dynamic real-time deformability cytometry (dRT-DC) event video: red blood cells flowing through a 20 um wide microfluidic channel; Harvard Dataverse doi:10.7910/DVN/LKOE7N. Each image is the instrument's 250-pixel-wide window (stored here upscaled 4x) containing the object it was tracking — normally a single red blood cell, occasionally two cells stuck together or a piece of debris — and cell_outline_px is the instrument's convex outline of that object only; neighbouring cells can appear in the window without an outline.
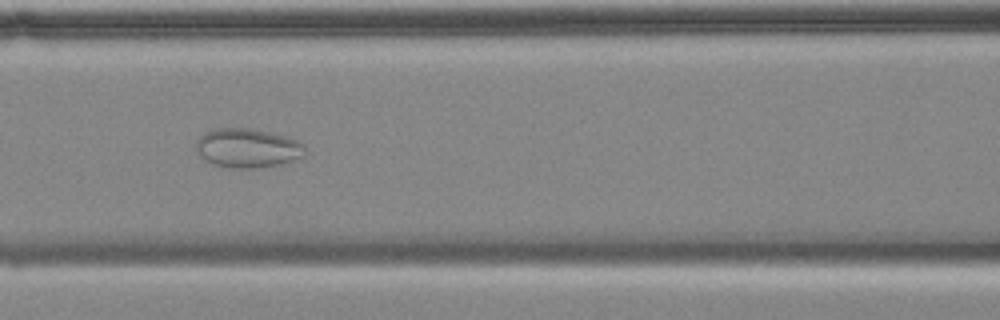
{"species": "common noctule bat (a hibernating species)", "species_latin": "Nyctalus noctula", "temperature_condition": "cold", "stored_images_in_passage": 57, "camera_frame_rate_fps": 3000, "um_per_image_px": 0.085, "animal": {"sex": "female", "body_mass_g": 18.4}, "frame": {"image": 1, "passage_image": 24, "time_ms": 7.667, "image_size_px": [1000, 320], "cell_outline_px": [[304, 156], [280, 164], [256, 168], [228, 168], [212, 164], [204, 160], [200, 156], [196, 148], [196, 140], [204, 132], [220, 128], [248, 128], [288, 136], [304, 144]], "centroid_in_image_um": [21.01, 12.59], "position_along_channel_um": 145.6, "area_um2": 24.91}}
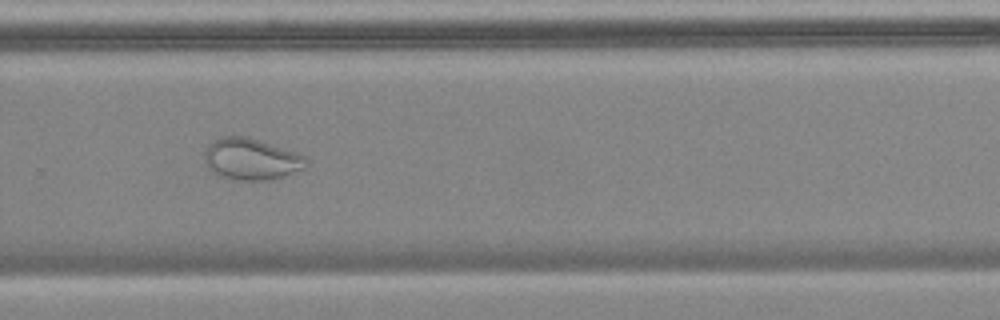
{"frame": {"image": 2, "passage_image": 38, "time_ms": 12.333, "image_size_px": [1000, 320], "cell_outline_px": [[308, 164], [304, 168], [284, 176], [268, 180], [240, 180], [216, 176], [208, 168], [204, 156], [204, 152], [208, 144], [224, 136], [248, 136], [308, 156]], "centroid_in_image_um": [21.37, 13.52], "position_along_channel_um": 308.4, "area_um2": 24.8}}
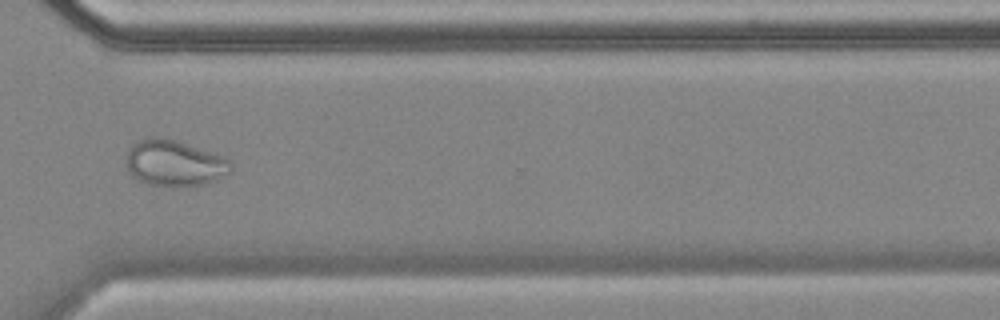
{"frame": {"image": 3, "passage_image": 42, "time_ms": 13.667, "image_size_px": [1000, 320], "cell_outline_px": [[232, 164], [228, 172], [216, 180], [204, 184], [172, 188], [148, 184], [136, 180], [128, 172], [128, 148], [132, 144], [140, 140], [152, 136], [156, 136], [176, 140], [224, 156]], "centroid_in_image_um": [14.8, 13.88], "position_along_channel_um": 355.8, "area_um2": 28.26}}